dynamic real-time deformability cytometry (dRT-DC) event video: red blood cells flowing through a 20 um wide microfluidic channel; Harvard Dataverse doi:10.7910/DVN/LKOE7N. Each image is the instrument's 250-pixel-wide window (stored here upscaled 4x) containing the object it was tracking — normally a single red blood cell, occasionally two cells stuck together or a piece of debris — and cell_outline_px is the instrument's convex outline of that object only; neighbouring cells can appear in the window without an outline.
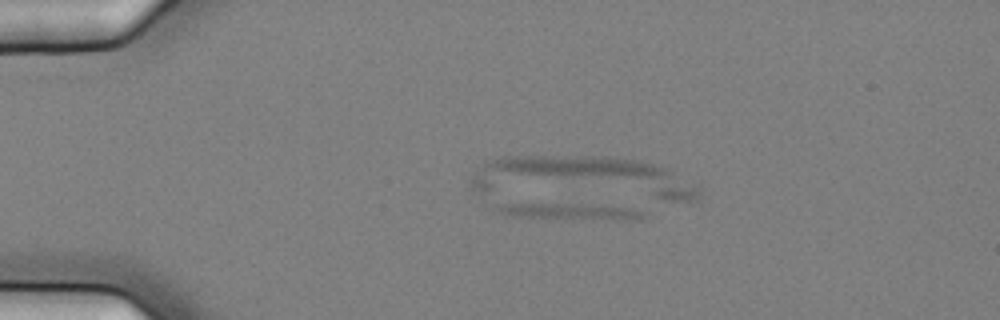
{"species": "common noctule bat (a hibernating species)", "species_latin": "Nyctalus noctula", "temperature_condition": "cold", "stored_images_in_passage": 44, "segment_of_instrument_passage": [1, 2], "camera_frame_rate_fps": 3000, "um_per_image_px": 0.085, "animal": {"sex": "female", "body_mass_g": 25.1}, "frame": {"image": 1, "passage_image": 1, "time_ms": 0.0, "image_size_px": [1000, 320], "cell_outline_px": [[644, 216], [640, 220], [628, 220], [504, 216], [492, 212], [492, 200], [496, 200], [604, 204], [632, 208], [644, 212]], "centroid_in_image_um": [48.01, 17.88], "position_along_channel_um": 37.0, "area_um2": 15.95}}